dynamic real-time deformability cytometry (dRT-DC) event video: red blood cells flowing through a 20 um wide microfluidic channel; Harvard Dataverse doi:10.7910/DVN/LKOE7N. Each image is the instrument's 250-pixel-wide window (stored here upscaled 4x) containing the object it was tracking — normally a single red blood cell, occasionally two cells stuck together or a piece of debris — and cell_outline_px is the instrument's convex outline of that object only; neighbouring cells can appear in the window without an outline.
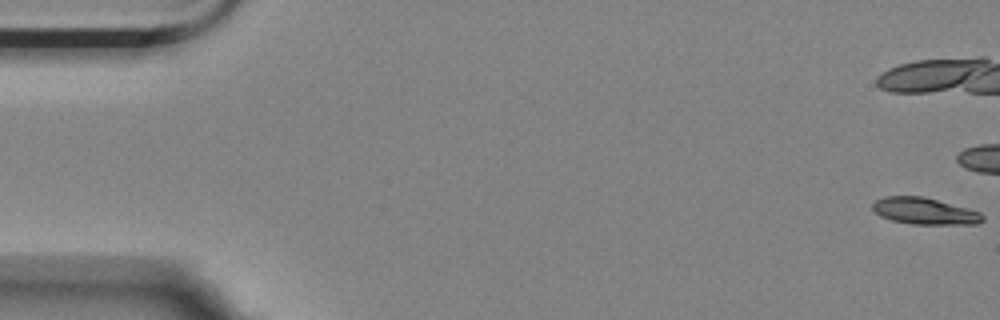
{"species": "Egyptian fruit bat (a non-hibernating species)", "species_latin": "Rousettus aegyptiacus", "temperature_condition": "room temperature", "stored_images_in_passage": 21, "camera_frame_rate_fps": 3000, "um_per_image_px": 0.085, "animal": {"sex": "female"}, "frame": {"image": 1, "passage_image": 1, "time_ms": 0.0, "image_size_px": [1000, 320], "cell_outline_px": [[984, 220], [976, 224], [912, 224], [892, 220], [880, 216], [872, 208], [872, 204], [876, 200], [884, 196], [924, 196], [968, 208], [980, 212], [984, 216]], "centroid_in_image_um": [78.6, 17.94], "position_along_channel_um": 6.4, "area_um2": 17.11}}